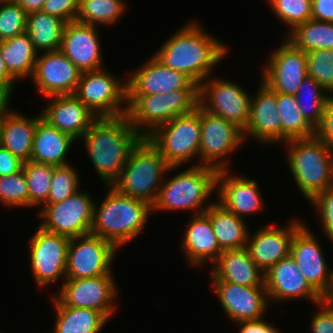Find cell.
<instances>
[{"mask_svg":"<svg viewBox=\"0 0 333 333\" xmlns=\"http://www.w3.org/2000/svg\"><path fill=\"white\" fill-rule=\"evenodd\" d=\"M198 23L187 22L153 54L165 66L184 73L197 85L213 75L214 67L229 53L228 45Z\"/></svg>","mask_w":333,"mask_h":333,"instance_id":"obj_1","label":"cell"},{"mask_svg":"<svg viewBox=\"0 0 333 333\" xmlns=\"http://www.w3.org/2000/svg\"><path fill=\"white\" fill-rule=\"evenodd\" d=\"M141 138L125 114L98 117L81 140L103 184L111 186L126 165L132 148Z\"/></svg>","mask_w":333,"mask_h":333,"instance_id":"obj_2","label":"cell"},{"mask_svg":"<svg viewBox=\"0 0 333 333\" xmlns=\"http://www.w3.org/2000/svg\"><path fill=\"white\" fill-rule=\"evenodd\" d=\"M100 205L94 203L90 233L114 244L118 249L143 234L152 205L119 193L113 186Z\"/></svg>","mask_w":333,"mask_h":333,"instance_id":"obj_3","label":"cell"},{"mask_svg":"<svg viewBox=\"0 0 333 333\" xmlns=\"http://www.w3.org/2000/svg\"><path fill=\"white\" fill-rule=\"evenodd\" d=\"M218 170L209 166L190 165L166 181L159 188L157 199L152 205V214L158 211H191L193 215L204 213L213 193L216 194ZM208 204L204 202H207Z\"/></svg>","mask_w":333,"mask_h":333,"instance_id":"obj_4","label":"cell"},{"mask_svg":"<svg viewBox=\"0 0 333 333\" xmlns=\"http://www.w3.org/2000/svg\"><path fill=\"white\" fill-rule=\"evenodd\" d=\"M177 168L179 166L170 167L148 138L142 137L132 148L126 165L111 186L121 194L153 205L165 174Z\"/></svg>","mask_w":333,"mask_h":333,"instance_id":"obj_5","label":"cell"},{"mask_svg":"<svg viewBox=\"0 0 333 333\" xmlns=\"http://www.w3.org/2000/svg\"><path fill=\"white\" fill-rule=\"evenodd\" d=\"M285 146L291 176L306 200L310 202L319 192L330 188L333 167L331 146L315 135L289 140Z\"/></svg>","mask_w":333,"mask_h":333,"instance_id":"obj_6","label":"cell"},{"mask_svg":"<svg viewBox=\"0 0 333 333\" xmlns=\"http://www.w3.org/2000/svg\"><path fill=\"white\" fill-rule=\"evenodd\" d=\"M198 105V89H177L152 95H127L126 115L134 129L147 137L157 127Z\"/></svg>","mask_w":333,"mask_h":333,"instance_id":"obj_7","label":"cell"},{"mask_svg":"<svg viewBox=\"0 0 333 333\" xmlns=\"http://www.w3.org/2000/svg\"><path fill=\"white\" fill-rule=\"evenodd\" d=\"M200 133V106L197 105L192 112L157 127L147 138L170 167H181L194 158L199 159Z\"/></svg>","mask_w":333,"mask_h":333,"instance_id":"obj_8","label":"cell"},{"mask_svg":"<svg viewBox=\"0 0 333 333\" xmlns=\"http://www.w3.org/2000/svg\"><path fill=\"white\" fill-rule=\"evenodd\" d=\"M74 95L98 117H117L127 112V79L105 68L82 72Z\"/></svg>","mask_w":333,"mask_h":333,"instance_id":"obj_9","label":"cell"},{"mask_svg":"<svg viewBox=\"0 0 333 333\" xmlns=\"http://www.w3.org/2000/svg\"><path fill=\"white\" fill-rule=\"evenodd\" d=\"M200 122V162L194 165L209 166L217 170L230 169L229 159L226 157L231 156V153L234 154L245 142L243 130L201 107Z\"/></svg>","mask_w":333,"mask_h":333,"instance_id":"obj_10","label":"cell"},{"mask_svg":"<svg viewBox=\"0 0 333 333\" xmlns=\"http://www.w3.org/2000/svg\"><path fill=\"white\" fill-rule=\"evenodd\" d=\"M208 78L198 85V105L244 131L250 117L252 96L227 79Z\"/></svg>","mask_w":333,"mask_h":333,"instance_id":"obj_11","label":"cell"},{"mask_svg":"<svg viewBox=\"0 0 333 333\" xmlns=\"http://www.w3.org/2000/svg\"><path fill=\"white\" fill-rule=\"evenodd\" d=\"M70 238L38 226L29 239V265L38 287L66 279L67 251Z\"/></svg>","mask_w":333,"mask_h":333,"instance_id":"obj_12","label":"cell"},{"mask_svg":"<svg viewBox=\"0 0 333 333\" xmlns=\"http://www.w3.org/2000/svg\"><path fill=\"white\" fill-rule=\"evenodd\" d=\"M114 273L91 278H66L54 296L62 305L102 312L108 319L115 314L118 288Z\"/></svg>","mask_w":333,"mask_h":333,"instance_id":"obj_13","label":"cell"},{"mask_svg":"<svg viewBox=\"0 0 333 333\" xmlns=\"http://www.w3.org/2000/svg\"><path fill=\"white\" fill-rule=\"evenodd\" d=\"M91 197L88 192L78 191L61 202L44 204L38 209L42 221L39 226L69 238L89 234L95 203Z\"/></svg>","mask_w":333,"mask_h":333,"instance_id":"obj_14","label":"cell"},{"mask_svg":"<svg viewBox=\"0 0 333 333\" xmlns=\"http://www.w3.org/2000/svg\"><path fill=\"white\" fill-rule=\"evenodd\" d=\"M118 250L111 242L91 233L70 238L66 278H91L110 274Z\"/></svg>","mask_w":333,"mask_h":333,"instance_id":"obj_15","label":"cell"},{"mask_svg":"<svg viewBox=\"0 0 333 333\" xmlns=\"http://www.w3.org/2000/svg\"><path fill=\"white\" fill-rule=\"evenodd\" d=\"M318 241L304 222L294 233L290 256L309 284L324 299H333V269L328 271V263Z\"/></svg>","mask_w":333,"mask_h":333,"instance_id":"obj_16","label":"cell"},{"mask_svg":"<svg viewBox=\"0 0 333 333\" xmlns=\"http://www.w3.org/2000/svg\"><path fill=\"white\" fill-rule=\"evenodd\" d=\"M284 39L281 46L270 53L267 64L262 66L261 81L274 92L295 95L307 76V56L306 52Z\"/></svg>","mask_w":333,"mask_h":333,"instance_id":"obj_17","label":"cell"},{"mask_svg":"<svg viewBox=\"0 0 333 333\" xmlns=\"http://www.w3.org/2000/svg\"><path fill=\"white\" fill-rule=\"evenodd\" d=\"M81 71L60 51L38 53L31 80L40 95L74 94Z\"/></svg>","mask_w":333,"mask_h":333,"instance_id":"obj_18","label":"cell"},{"mask_svg":"<svg viewBox=\"0 0 333 333\" xmlns=\"http://www.w3.org/2000/svg\"><path fill=\"white\" fill-rule=\"evenodd\" d=\"M212 284L221 308L233 323L266 315L270 302L265 286H242L227 281H212Z\"/></svg>","mask_w":333,"mask_h":333,"instance_id":"obj_19","label":"cell"},{"mask_svg":"<svg viewBox=\"0 0 333 333\" xmlns=\"http://www.w3.org/2000/svg\"><path fill=\"white\" fill-rule=\"evenodd\" d=\"M303 223L295 218L285 227L271 224L259 227L253 234L249 233L246 249L264 273L281 259L290 256L294 233Z\"/></svg>","mask_w":333,"mask_h":333,"instance_id":"obj_20","label":"cell"},{"mask_svg":"<svg viewBox=\"0 0 333 333\" xmlns=\"http://www.w3.org/2000/svg\"><path fill=\"white\" fill-rule=\"evenodd\" d=\"M126 75L128 76H125L127 95H152L168 93L177 89H198V85L188 76L168 68L154 55L139 68Z\"/></svg>","mask_w":333,"mask_h":333,"instance_id":"obj_21","label":"cell"},{"mask_svg":"<svg viewBox=\"0 0 333 333\" xmlns=\"http://www.w3.org/2000/svg\"><path fill=\"white\" fill-rule=\"evenodd\" d=\"M269 301L283 302L299 298L317 304L324 298L309 284L292 256L281 259L264 274Z\"/></svg>","mask_w":333,"mask_h":333,"instance_id":"obj_22","label":"cell"},{"mask_svg":"<svg viewBox=\"0 0 333 333\" xmlns=\"http://www.w3.org/2000/svg\"><path fill=\"white\" fill-rule=\"evenodd\" d=\"M230 169L218 170L216 179L217 202L226 210L243 218L261 212L265 207L257 180L232 175Z\"/></svg>","mask_w":333,"mask_h":333,"instance_id":"obj_23","label":"cell"},{"mask_svg":"<svg viewBox=\"0 0 333 333\" xmlns=\"http://www.w3.org/2000/svg\"><path fill=\"white\" fill-rule=\"evenodd\" d=\"M98 26L76 21L65 25L60 51L81 71L104 68Z\"/></svg>","mask_w":333,"mask_h":333,"instance_id":"obj_24","label":"cell"},{"mask_svg":"<svg viewBox=\"0 0 333 333\" xmlns=\"http://www.w3.org/2000/svg\"><path fill=\"white\" fill-rule=\"evenodd\" d=\"M256 92L251 98L250 117L243 131L244 139L251 136L250 139L266 146L282 143V123L277 111L276 92L262 81Z\"/></svg>","mask_w":333,"mask_h":333,"instance_id":"obj_25","label":"cell"},{"mask_svg":"<svg viewBox=\"0 0 333 333\" xmlns=\"http://www.w3.org/2000/svg\"><path fill=\"white\" fill-rule=\"evenodd\" d=\"M47 99L51 101L49 100V103L40 111L41 118L76 140L81 139L98 118L74 94L55 95Z\"/></svg>","mask_w":333,"mask_h":333,"instance_id":"obj_26","label":"cell"},{"mask_svg":"<svg viewBox=\"0 0 333 333\" xmlns=\"http://www.w3.org/2000/svg\"><path fill=\"white\" fill-rule=\"evenodd\" d=\"M180 242L181 250L190 265L212 264L223 252L215 237L210 217L204 212L192 216Z\"/></svg>","mask_w":333,"mask_h":333,"instance_id":"obj_27","label":"cell"},{"mask_svg":"<svg viewBox=\"0 0 333 333\" xmlns=\"http://www.w3.org/2000/svg\"><path fill=\"white\" fill-rule=\"evenodd\" d=\"M210 281H227L242 286H265L264 272L255 264L246 247L224 250L212 264Z\"/></svg>","mask_w":333,"mask_h":333,"instance_id":"obj_28","label":"cell"},{"mask_svg":"<svg viewBox=\"0 0 333 333\" xmlns=\"http://www.w3.org/2000/svg\"><path fill=\"white\" fill-rule=\"evenodd\" d=\"M74 141L77 140L49 125L39 113L36 116L30 161L52 166L69 164L67 152Z\"/></svg>","mask_w":333,"mask_h":333,"instance_id":"obj_29","label":"cell"},{"mask_svg":"<svg viewBox=\"0 0 333 333\" xmlns=\"http://www.w3.org/2000/svg\"><path fill=\"white\" fill-rule=\"evenodd\" d=\"M36 116L12 111L1 118V145L22 161H30Z\"/></svg>","mask_w":333,"mask_h":333,"instance_id":"obj_30","label":"cell"},{"mask_svg":"<svg viewBox=\"0 0 333 333\" xmlns=\"http://www.w3.org/2000/svg\"><path fill=\"white\" fill-rule=\"evenodd\" d=\"M56 317L53 333H100L109 319L100 311L62 305L50 298Z\"/></svg>","mask_w":333,"mask_h":333,"instance_id":"obj_31","label":"cell"},{"mask_svg":"<svg viewBox=\"0 0 333 333\" xmlns=\"http://www.w3.org/2000/svg\"><path fill=\"white\" fill-rule=\"evenodd\" d=\"M205 213L210 217L215 237L222 251L246 247L250 232L245 222L247 220L229 212L216 201Z\"/></svg>","mask_w":333,"mask_h":333,"instance_id":"obj_32","label":"cell"},{"mask_svg":"<svg viewBox=\"0 0 333 333\" xmlns=\"http://www.w3.org/2000/svg\"><path fill=\"white\" fill-rule=\"evenodd\" d=\"M0 55L9 74L17 82L32 77L38 52L26 32L1 41Z\"/></svg>","mask_w":333,"mask_h":333,"instance_id":"obj_33","label":"cell"},{"mask_svg":"<svg viewBox=\"0 0 333 333\" xmlns=\"http://www.w3.org/2000/svg\"><path fill=\"white\" fill-rule=\"evenodd\" d=\"M66 23L42 10L31 12L27 14L26 33L38 53L58 51Z\"/></svg>","mask_w":333,"mask_h":333,"instance_id":"obj_34","label":"cell"},{"mask_svg":"<svg viewBox=\"0 0 333 333\" xmlns=\"http://www.w3.org/2000/svg\"><path fill=\"white\" fill-rule=\"evenodd\" d=\"M284 37L306 53L317 49H333V23L310 19L297 25Z\"/></svg>","mask_w":333,"mask_h":333,"instance_id":"obj_35","label":"cell"},{"mask_svg":"<svg viewBox=\"0 0 333 333\" xmlns=\"http://www.w3.org/2000/svg\"><path fill=\"white\" fill-rule=\"evenodd\" d=\"M276 104L282 123V144L315 135V129L303 117L295 95L276 92Z\"/></svg>","mask_w":333,"mask_h":333,"instance_id":"obj_36","label":"cell"},{"mask_svg":"<svg viewBox=\"0 0 333 333\" xmlns=\"http://www.w3.org/2000/svg\"><path fill=\"white\" fill-rule=\"evenodd\" d=\"M125 0H80L76 22L112 26L126 12Z\"/></svg>","mask_w":333,"mask_h":333,"instance_id":"obj_37","label":"cell"},{"mask_svg":"<svg viewBox=\"0 0 333 333\" xmlns=\"http://www.w3.org/2000/svg\"><path fill=\"white\" fill-rule=\"evenodd\" d=\"M295 97L303 117L315 129L320 124L325 104L331 95L315 79L306 76Z\"/></svg>","mask_w":333,"mask_h":333,"instance_id":"obj_38","label":"cell"},{"mask_svg":"<svg viewBox=\"0 0 333 333\" xmlns=\"http://www.w3.org/2000/svg\"><path fill=\"white\" fill-rule=\"evenodd\" d=\"M23 172L28 184L29 208L39 206L40 209L48 199L53 166L27 161L24 162Z\"/></svg>","mask_w":333,"mask_h":333,"instance_id":"obj_39","label":"cell"},{"mask_svg":"<svg viewBox=\"0 0 333 333\" xmlns=\"http://www.w3.org/2000/svg\"><path fill=\"white\" fill-rule=\"evenodd\" d=\"M79 174L71 163L53 166V175L48 199L45 204L61 202L80 191Z\"/></svg>","mask_w":333,"mask_h":333,"instance_id":"obj_40","label":"cell"},{"mask_svg":"<svg viewBox=\"0 0 333 333\" xmlns=\"http://www.w3.org/2000/svg\"><path fill=\"white\" fill-rule=\"evenodd\" d=\"M277 19L287 25L288 33L311 19V0H267Z\"/></svg>","mask_w":333,"mask_h":333,"instance_id":"obj_41","label":"cell"},{"mask_svg":"<svg viewBox=\"0 0 333 333\" xmlns=\"http://www.w3.org/2000/svg\"><path fill=\"white\" fill-rule=\"evenodd\" d=\"M0 202L8 208H29L28 184L23 172L0 176Z\"/></svg>","mask_w":333,"mask_h":333,"instance_id":"obj_42","label":"cell"},{"mask_svg":"<svg viewBox=\"0 0 333 333\" xmlns=\"http://www.w3.org/2000/svg\"><path fill=\"white\" fill-rule=\"evenodd\" d=\"M307 76L315 79L333 95V49H317L306 53Z\"/></svg>","mask_w":333,"mask_h":333,"instance_id":"obj_43","label":"cell"},{"mask_svg":"<svg viewBox=\"0 0 333 333\" xmlns=\"http://www.w3.org/2000/svg\"><path fill=\"white\" fill-rule=\"evenodd\" d=\"M27 13L16 1L0 2V42L26 32Z\"/></svg>","mask_w":333,"mask_h":333,"instance_id":"obj_44","label":"cell"},{"mask_svg":"<svg viewBox=\"0 0 333 333\" xmlns=\"http://www.w3.org/2000/svg\"><path fill=\"white\" fill-rule=\"evenodd\" d=\"M309 203L318 211L323 233L333 243V189L319 192Z\"/></svg>","mask_w":333,"mask_h":333,"instance_id":"obj_45","label":"cell"},{"mask_svg":"<svg viewBox=\"0 0 333 333\" xmlns=\"http://www.w3.org/2000/svg\"><path fill=\"white\" fill-rule=\"evenodd\" d=\"M79 6L80 0H45L42 11L68 23L76 20Z\"/></svg>","mask_w":333,"mask_h":333,"instance_id":"obj_46","label":"cell"},{"mask_svg":"<svg viewBox=\"0 0 333 333\" xmlns=\"http://www.w3.org/2000/svg\"><path fill=\"white\" fill-rule=\"evenodd\" d=\"M320 307L311 317L312 333H333V299H324L317 304Z\"/></svg>","mask_w":333,"mask_h":333,"instance_id":"obj_47","label":"cell"},{"mask_svg":"<svg viewBox=\"0 0 333 333\" xmlns=\"http://www.w3.org/2000/svg\"><path fill=\"white\" fill-rule=\"evenodd\" d=\"M315 136L333 149V96L325 104L320 124L315 128Z\"/></svg>","mask_w":333,"mask_h":333,"instance_id":"obj_48","label":"cell"},{"mask_svg":"<svg viewBox=\"0 0 333 333\" xmlns=\"http://www.w3.org/2000/svg\"><path fill=\"white\" fill-rule=\"evenodd\" d=\"M24 161L0 145V176H8L23 169Z\"/></svg>","mask_w":333,"mask_h":333,"instance_id":"obj_49","label":"cell"},{"mask_svg":"<svg viewBox=\"0 0 333 333\" xmlns=\"http://www.w3.org/2000/svg\"><path fill=\"white\" fill-rule=\"evenodd\" d=\"M260 319L242 321L237 323L240 326L239 333H281L277 327H275L270 321Z\"/></svg>","mask_w":333,"mask_h":333,"instance_id":"obj_50","label":"cell"},{"mask_svg":"<svg viewBox=\"0 0 333 333\" xmlns=\"http://www.w3.org/2000/svg\"><path fill=\"white\" fill-rule=\"evenodd\" d=\"M311 19L333 23V0H311Z\"/></svg>","mask_w":333,"mask_h":333,"instance_id":"obj_51","label":"cell"},{"mask_svg":"<svg viewBox=\"0 0 333 333\" xmlns=\"http://www.w3.org/2000/svg\"><path fill=\"white\" fill-rule=\"evenodd\" d=\"M13 93L14 88L10 84L0 82V119L12 111L9 104Z\"/></svg>","mask_w":333,"mask_h":333,"instance_id":"obj_52","label":"cell"},{"mask_svg":"<svg viewBox=\"0 0 333 333\" xmlns=\"http://www.w3.org/2000/svg\"><path fill=\"white\" fill-rule=\"evenodd\" d=\"M27 14L41 11L45 0H15Z\"/></svg>","mask_w":333,"mask_h":333,"instance_id":"obj_53","label":"cell"},{"mask_svg":"<svg viewBox=\"0 0 333 333\" xmlns=\"http://www.w3.org/2000/svg\"><path fill=\"white\" fill-rule=\"evenodd\" d=\"M0 82L8 83L13 88L16 86L15 84L18 83L16 80L9 74L6 64L0 55Z\"/></svg>","mask_w":333,"mask_h":333,"instance_id":"obj_54","label":"cell"},{"mask_svg":"<svg viewBox=\"0 0 333 333\" xmlns=\"http://www.w3.org/2000/svg\"><path fill=\"white\" fill-rule=\"evenodd\" d=\"M330 188L333 189V167H332V176H331V184H330Z\"/></svg>","mask_w":333,"mask_h":333,"instance_id":"obj_55","label":"cell"},{"mask_svg":"<svg viewBox=\"0 0 333 333\" xmlns=\"http://www.w3.org/2000/svg\"><path fill=\"white\" fill-rule=\"evenodd\" d=\"M0 136H1V119H0ZM0 145H1V139H0Z\"/></svg>","mask_w":333,"mask_h":333,"instance_id":"obj_56","label":"cell"},{"mask_svg":"<svg viewBox=\"0 0 333 333\" xmlns=\"http://www.w3.org/2000/svg\"><path fill=\"white\" fill-rule=\"evenodd\" d=\"M1 1H15V0H0V2H1Z\"/></svg>","mask_w":333,"mask_h":333,"instance_id":"obj_57","label":"cell"}]
</instances>
